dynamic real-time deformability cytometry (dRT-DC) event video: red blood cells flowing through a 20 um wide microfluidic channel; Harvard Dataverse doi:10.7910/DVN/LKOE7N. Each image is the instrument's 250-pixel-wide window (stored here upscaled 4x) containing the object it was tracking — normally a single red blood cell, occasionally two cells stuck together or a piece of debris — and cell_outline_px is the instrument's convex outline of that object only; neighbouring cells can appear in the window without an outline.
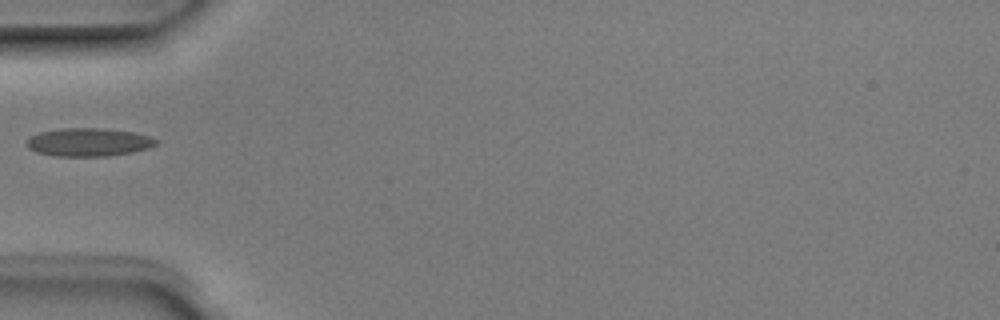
{"species": "Egyptian fruit bat (a non-hibernating species)", "species_latin": "Rousettus aegyptiacus", "temperature_condition": "room temperature", "stored_images_in_passage": 2, "camera_frame_rate_fps": 3000, "um_per_image_px": 0.085, "animal": {"sex": "male"}, "frame": {"image": 1, "passage_image": 1, "time_ms": 0.0, "image_size_px": [1000, 320], "cell_outline_px": [[160, 140], [156, 144], [148, 148], [132, 152], [108, 156], [56, 156], [36, 152], [28, 148], [28, 136], [40, 132], [60, 128], [104, 128], [132, 132], [148, 136]], "centroid_in_image_um": [7.52, 12.08], "position_along_channel_um": 77.5, "area_um2": 21.27}}
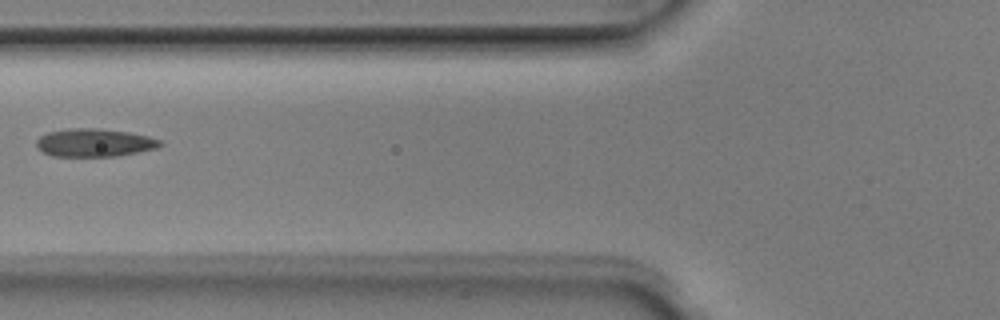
{"frame": {"image": 2, "passage_image": 2, "time_ms": 0.333, "image_size_px": [1000, 320], "cell_outline_px": [[164, 144], [156, 148], [116, 156], [52, 156], [36, 148], [36, 140], [40, 136], [48, 132], [68, 128], [96, 128], [128, 132], [148, 136], [160, 140]], "centroid_in_image_um": [7.99, 12.12], "position_along_channel_um": 117.8, "area_um2": 20.17}}